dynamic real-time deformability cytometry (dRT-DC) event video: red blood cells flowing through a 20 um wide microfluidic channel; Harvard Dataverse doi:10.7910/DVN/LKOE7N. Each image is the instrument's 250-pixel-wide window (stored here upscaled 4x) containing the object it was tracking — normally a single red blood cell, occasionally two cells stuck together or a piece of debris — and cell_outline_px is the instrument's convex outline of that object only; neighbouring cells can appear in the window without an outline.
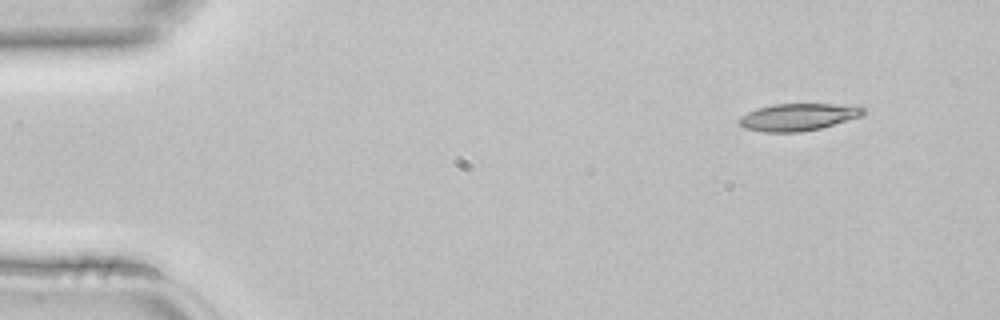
{"species": "common noctule bat (a hibernating species)", "species_latin": "Nyctalus noctula", "temperature_condition": "room temperature", "stored_images_in_passage": 4, "segment_of_instrument_passage": [2, 2], "camera_frame_rate_fps": 3000, "um_per_image_px": 0.085, "animal": {"sex": "female", "body_mass_g": 22.7, "forearm_length_mm": 54.2}, "frame": {"image": 1, "passage_image": 4, "time_ms": 1.0, "image_size_px": [1000, 320], "cell_outline_px": [[864, 112], [860, 116], [820, 128], [800, 132], [764, 132], [744, 128], [740, 124], [740, 116], [756, 108], [772, 104], [832, 104], [864, 108]], "centroid_in_image_um": [67.76, 9.95], "position_along_channel_um": 17.2, "area_um2": 19.31}}